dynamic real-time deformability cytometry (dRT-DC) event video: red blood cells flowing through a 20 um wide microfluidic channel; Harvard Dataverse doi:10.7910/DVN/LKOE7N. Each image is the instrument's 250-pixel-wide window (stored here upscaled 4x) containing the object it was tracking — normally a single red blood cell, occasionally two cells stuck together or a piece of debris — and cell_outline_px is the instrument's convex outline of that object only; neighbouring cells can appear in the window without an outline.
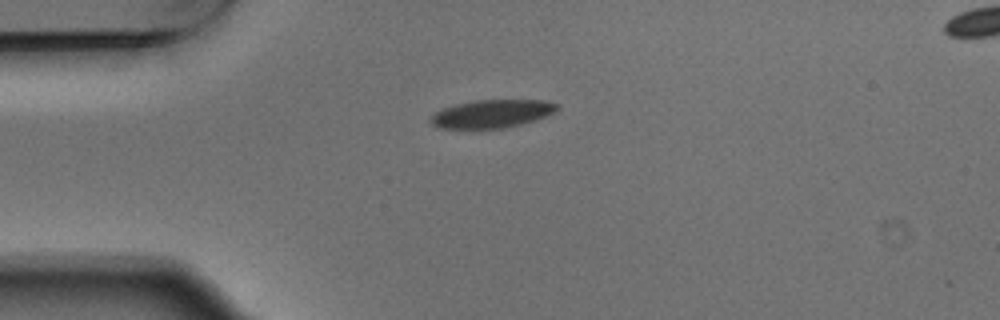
{"species": "Egyptian fruit bat (a non-hibernating species)", "species_latin": "Rousettus aegyptiacus", "temperature_condition": "warm", "stored_images_in_passage": 2, "camera_frame_rate_fps": 3000, "um_per_image_px": 0.085, "animal": {"sex": "male"}, "frame": {"image": 1, "passage_image": 1, "time_ms": 0.0, "image_size_px": [1000, 320], "cell_outline_px": [[560, 108], [536, 120], [504, 128], [440, 128], [432, 124], [428, 120], [436, 112], [444, 108], [456, 104], [476, 100], [544, 100], [556, 104]], "centroid_in_image_um": [41.8, 9.67], "position_along_channel_um": 43.2, "area_um2": 20.4}}